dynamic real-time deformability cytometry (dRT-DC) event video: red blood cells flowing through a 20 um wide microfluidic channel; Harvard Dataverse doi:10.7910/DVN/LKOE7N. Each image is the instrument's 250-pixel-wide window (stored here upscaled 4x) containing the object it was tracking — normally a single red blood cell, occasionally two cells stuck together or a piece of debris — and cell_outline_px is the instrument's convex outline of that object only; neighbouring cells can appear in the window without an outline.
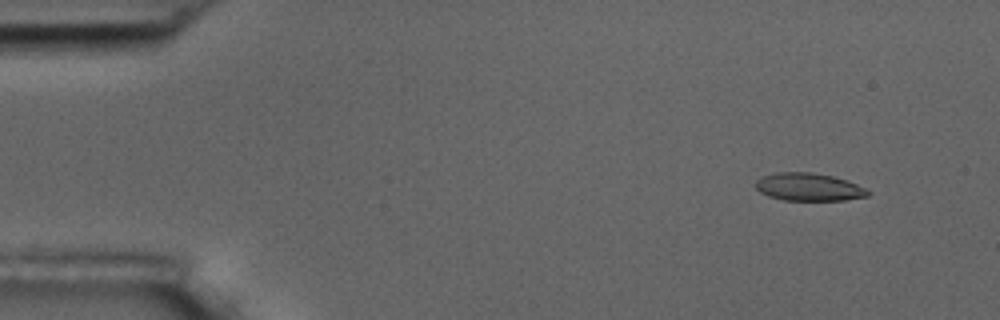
{"species": "common noctule bat (a hibernating species)", "species_latin": "Nyctalus noctula", "temperature_condition": "room temperature", "stored_images_in_passage": 5, "camera_frame_rate_fps": 3000, "um_per_image_px": 0.085, "animal": {"sex": "male", "body_mass_g": 17.5, "forearm_length_mm": 52.3}, "frame": {"image": 1, "passage_image": 2, "time_ms": 1.0, "image_size_px": [1000, 320], "cell_outline_px": [[868, 196], [844, 200], [784, 200], [768, 196], [760, 192], [756, 188], [756, 180], [764, 176], [776, 172], [808, 172], [832, 176], [848, 180], [864, 188], [868, 192]], "centroid_in_image_um": [68.72, 15.89], "position_along_channel_um": 16.3, "area_um2": 17.98}}